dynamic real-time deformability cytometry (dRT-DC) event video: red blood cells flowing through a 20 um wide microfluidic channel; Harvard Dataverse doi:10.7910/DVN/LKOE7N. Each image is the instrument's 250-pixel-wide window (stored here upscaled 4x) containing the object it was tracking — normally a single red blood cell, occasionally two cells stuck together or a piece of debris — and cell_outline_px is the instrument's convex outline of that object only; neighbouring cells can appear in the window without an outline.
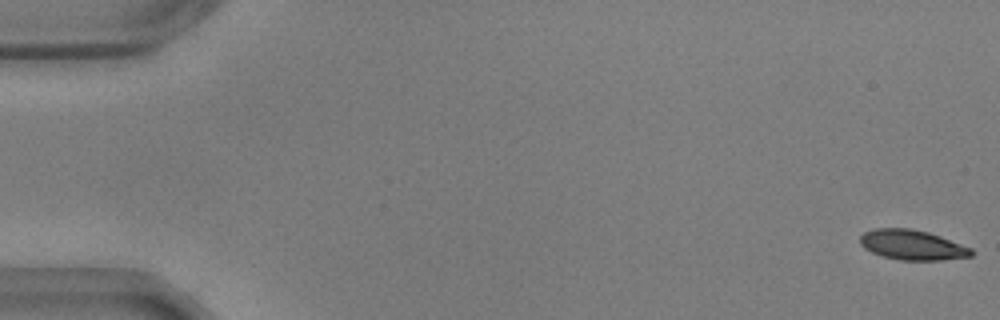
{"species": "common noctule bat (a hibernating species)", "species_latin": "Nyctalus noctula", "temperature_condition": "warm", "stored_images_in_passage": 57, "segment_of_instrument_passage": [1, 2], "camera_frame_rate_fps": 3000, "um_per_image_px": 0.085, "animal": {"sex": "male", "body_mass_g": 17.9, "forearm_length_mm": 54.2}, "frame": {"image": 1, "passage_image": 1, "time_ms": 0.0, "image_size_px": [1000, 320], "cell_outline_px": [[972, 256], [940, 260], [900, 260], [884, 256], [872, 252], [864, 248], [860, 244], [860, 236], [864, 232], [872, 228], [912, 228], [928, 232], [940, 236], [972, 248]], "centroid_in_image_um": [77.52, 20.81], "position_along_channel_um": 7.5, "area_um2": 19.42}}
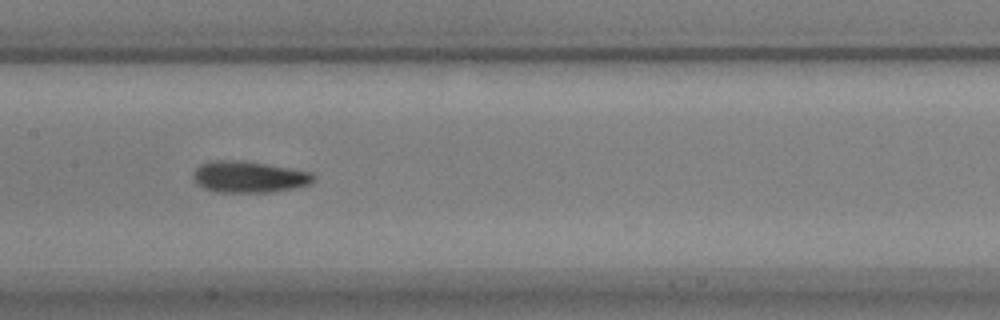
{"frame": {"image": 2, "passage_image": 28, "time_ms": 9.0, "image_size_px": [1000, 320], "cell_outline_px": [[316, 180], [312, 184], [292, 188], [268, 192], [216, 192], [204, 188], [192, 176], [196, 168], [200, 164], [208, 160], [240, 160], [312, 172], [316, 176]], "centroid_in_image_um": [21.18, 15.03], "position_along_channel_um": 186.2, "area_um2": 21.96}}
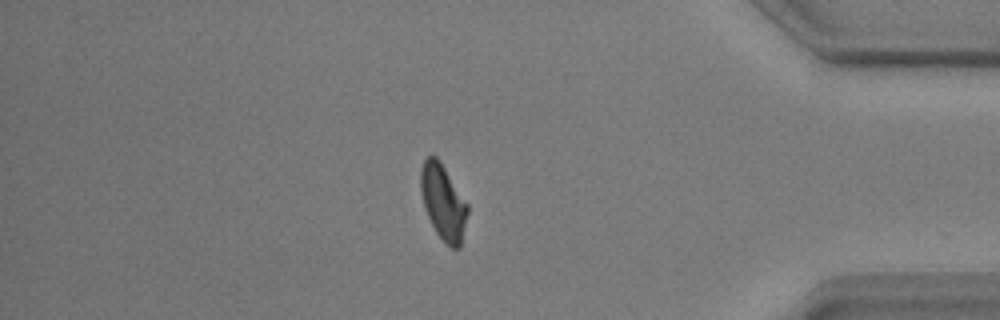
{"frame": {"image": 3, "passage_image": 48, "time_ms": 15.667, "image_size_px": [1000, 320], "cell_outline_px": [[468, 212], [460, 248], [448, 248], [436, 232], [424, 208], [420, 192], [420, 168], [424, 160], [428, 156], [436, 156], [440, 160], [468, 204]], "centroid_in_image_um": [37.66, 17.18], "position_along_channel_um": 397.5, "area_um2": 20.75}}